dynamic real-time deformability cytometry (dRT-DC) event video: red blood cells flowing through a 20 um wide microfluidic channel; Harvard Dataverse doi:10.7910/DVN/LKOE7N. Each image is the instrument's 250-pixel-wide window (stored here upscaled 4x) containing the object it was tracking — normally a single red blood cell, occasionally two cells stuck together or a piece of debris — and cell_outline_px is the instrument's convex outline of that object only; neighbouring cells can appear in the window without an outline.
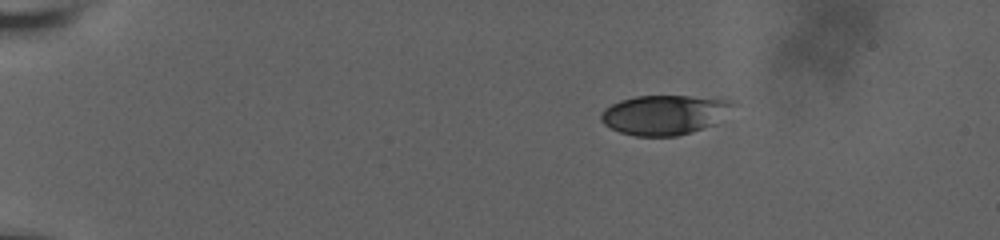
{"species": "human", "species_latin": "Homo sapiens", "temperature_condition": "room temperature", "stored_images_in_passage": 16, "camera_frame_rate_fps": 3000, "um_per_image_px": 0.085, "donor": {"sex": "male"}, "frame": {"image": 1, "passage_image": 1, "time_ms": 0.0, "image_size_px": [1000, 240], "cell_outline_px": [[736, 104], [712, 124], [692, 132], [676, 136], [636, 136], [620, 132], [604, 124], [600, 120], [600, 112], [604, 108], [620, 100], [636, 96], [688, 96], [732, 100]], "centroid_in_image_um": [56.41, 9.75], "position_along_channel_um": 28.6, "area_um2": 30.17}}
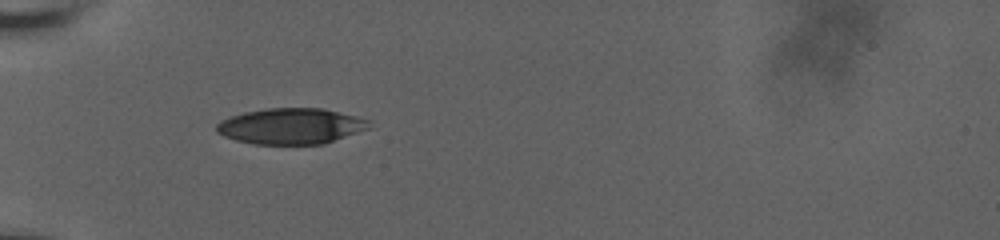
{"frame": {"image": 2, "passage_image": 15, "time_ms": 3.333, "image_size_px": [1000, 240], "cell_outline_px": [[372, 120], [368, 128], [324, 144], [256, 144], [236, 140], [224, 136], [216, 132], [216, 124], [220, 120], [244, 112], [264, 108], [320, 108], [356, 116]], "centroid_in_image_um": [24.71, 10.72], "position_along_channel_um": 60.3, "area_um2": 31.79}}